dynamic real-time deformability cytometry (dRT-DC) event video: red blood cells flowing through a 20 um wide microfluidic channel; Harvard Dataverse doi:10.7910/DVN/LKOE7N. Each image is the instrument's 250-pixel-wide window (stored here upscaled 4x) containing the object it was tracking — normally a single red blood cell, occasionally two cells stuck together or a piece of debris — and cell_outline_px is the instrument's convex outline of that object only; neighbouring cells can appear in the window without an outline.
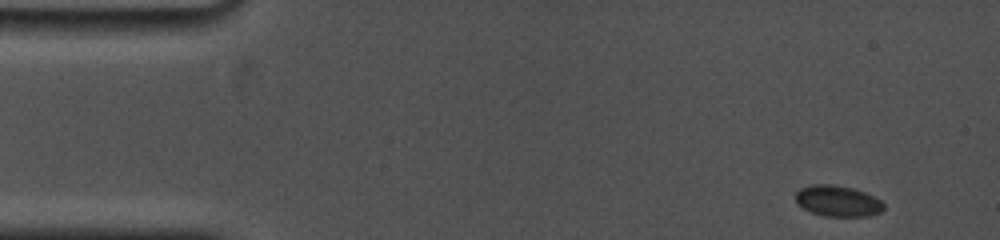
{"species": "common noctule bat (a hibernating species)", "species_latin": "Nyctalus noctula", "temperature_condition": "cold", "stored_images_in_passage": 10, "camera_frame_rate_fps": 5000, "um_per_image_px": 0.085, "animal": {"sex": "female", "body_mass_g": 19.0, "forearm_length_mm": 53.3}, "frame": {"image": 1, "passage_image": 1, "time_ms": 0.0, "image_size_px": [1000, 240], "cell_outline_px": [[884, 208], [880, 212], [868, 216], [824, 216], [812, 212], [804, 208], [796, 200], [796, 192], [800, 188], [812, 184], [832, 184], [852, 188], [864, 192], [880, 200], [884, 204]], "centroid_in_image_um": [71.21, 17.08], "position_along_channel_um": 13.8, "area_um2": 15.72}}